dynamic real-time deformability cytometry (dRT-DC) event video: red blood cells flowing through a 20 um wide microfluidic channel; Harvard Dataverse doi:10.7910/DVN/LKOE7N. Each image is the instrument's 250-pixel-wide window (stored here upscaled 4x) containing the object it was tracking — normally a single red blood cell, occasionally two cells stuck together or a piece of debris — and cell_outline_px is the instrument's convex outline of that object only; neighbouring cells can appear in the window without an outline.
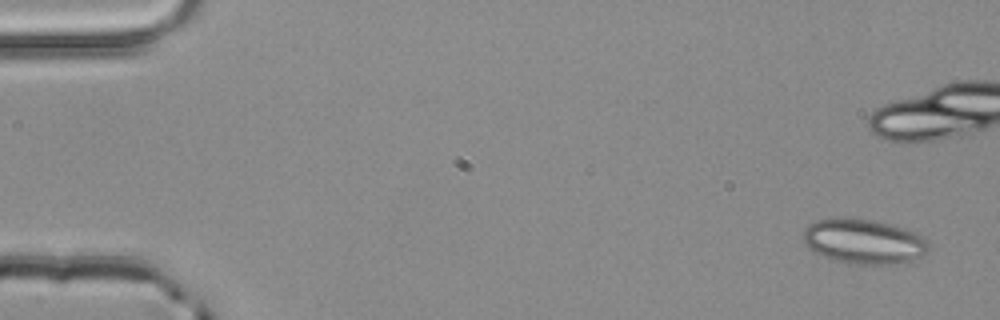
{"species": "common noctule bat (a hibernating species)", "species_latin": "Nyctalus noctula", "temperature_condition": "room temperature", "stored_images_in_passage": 5, "camera_frame_rate_fps": 3000, "um_per_image_px": 0.085, "animal": {"sex": "male", "body_mass_g": 20.4}, "frame": {"image": 1, "passage_image": 1, "time_ms": 0.0, "image_size_px": [1000, 320], "cell_outline_px": [[928, 252], [908, 264], [856, 264], [836, 260], [824, 256], [808, 248], [804, 244], [804, 228], [808, 224], [816, 220], [836, 216], [872, 220], [892, 224], [916, 232], [924, 236], [928, 244]], "centroid_in_image_um": [73.45, 20.51], "position_along_channel_um": 11.6, "area_um2": 33.29}}
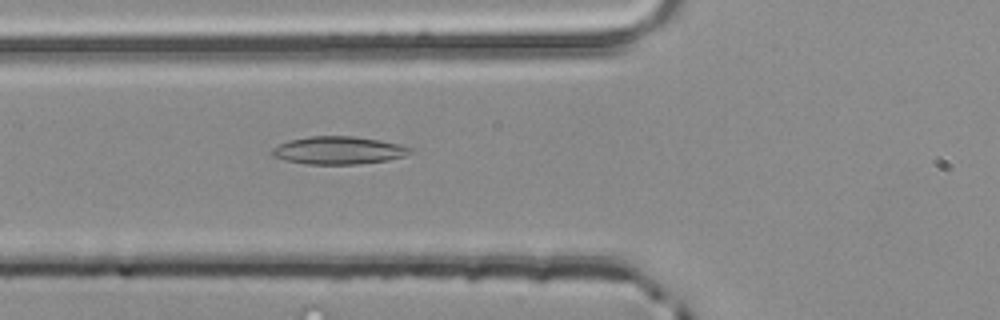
{"frame": {"image": 2, "passage_image": 5, "time_ms": 1.333, "image_size_px": [1000, 320], "cell_outline_px": [[412, 152], [404, 156], [388, 160], [356, 164], [308, 164], [288, 160], [272, 156], [272, 148], [288, 140], [308, 136], [352, 136], [400, 144], [412, 148]], "centroid_in_image_um": [28.77, 12.77], "position_along_channel_um": 97.0, "area_um2": 22.14}}